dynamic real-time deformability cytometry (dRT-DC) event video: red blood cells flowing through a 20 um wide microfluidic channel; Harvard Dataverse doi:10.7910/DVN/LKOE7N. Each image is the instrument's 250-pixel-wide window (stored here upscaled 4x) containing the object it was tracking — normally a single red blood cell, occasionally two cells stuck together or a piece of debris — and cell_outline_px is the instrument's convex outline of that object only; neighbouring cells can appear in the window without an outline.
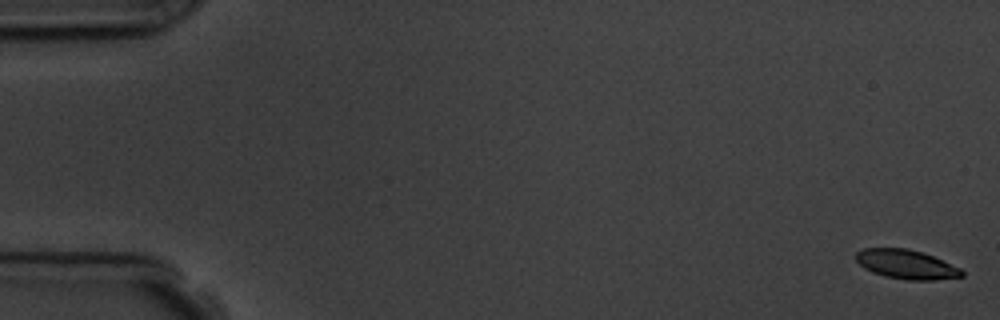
{"species": "common noctule bat (a hibernating species)", "species_latin": "Nyctalus noctula", "temperature_condition": "room temperature", "stored_images_in_passage": 5, "camera_frame_rate_fps": 3000, "um_per_image_px": 0.085, "animal": {"sex": "male", "body_mass_g": 19.5, "forearm_length_mm": 54.6}, "frame": {"image": 1, "passage_image": 1, "time_ms": 0.0, "image_size_px": [1000, 320], "cell_outline_px": [[964, 276], [936, 280], [904, 280], [884, 276], [872, 272], [864, 268], [856, 260], [856, 252], [864, 248], [908, 248], [924, 252], [960, 268], [964, 272]], "centroid_in_image_um": [77.04, 22.47], "position_along_channel_um": 8.0, "area_um2": 18.15}}
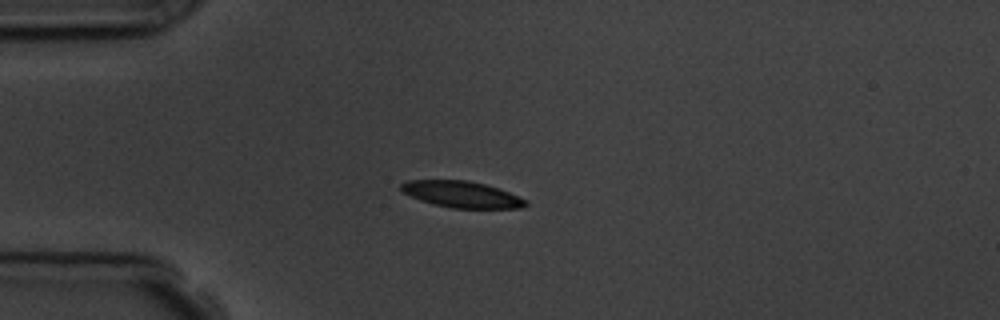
{"frame": {"image": 2, "passage_image": 5, "time_ms": 4.667, "image_size_px": [1000, 320], "cell_outline_px": [[528, 204], [520, 208], [452, 208], [432, 204], [420, 200], [404, 192], [400, 188], [400, 184], [408, 180], [468, 180], [500, 188], [528, 200]], "centroid_in_image_um": [39.27, 16.52], "position_along_channel_um": 45.7, "area_um2": 19.19}}